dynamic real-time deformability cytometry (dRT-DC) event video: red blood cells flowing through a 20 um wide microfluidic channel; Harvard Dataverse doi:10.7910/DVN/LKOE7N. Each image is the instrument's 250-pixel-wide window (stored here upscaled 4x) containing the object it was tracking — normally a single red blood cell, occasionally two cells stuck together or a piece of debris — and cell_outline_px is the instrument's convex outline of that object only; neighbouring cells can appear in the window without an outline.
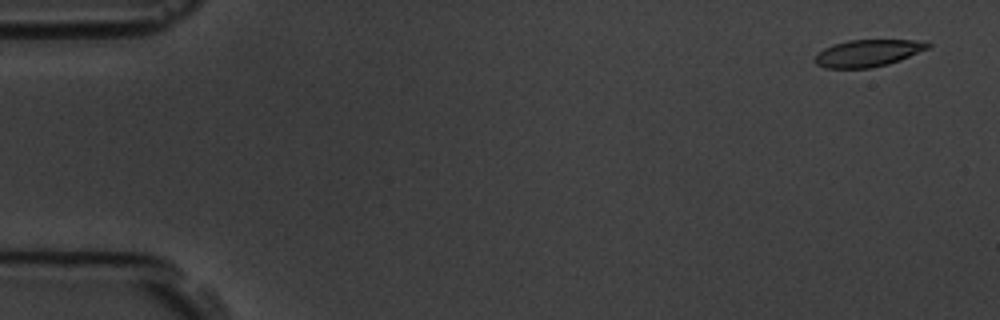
{"species": "common noctule bat (a hibernating species)", "species_latin": "Nyctalus noctula", "temperature_condition": "room temperature", "stored_images_in_passage": 5, "camera_frame_rate_fps": 3000, "um_per_image_px": 0.085, "animal": {"sex": "male", "body_mass_g": 19.5, "forearm_length_mm": 54.6}, "frame": {"image": 1, "passage_image": 1, "time_ms": 0.0, "image_size_px": [1000, 320], "cell_outline_px": [[932, 44], [928, 48], [900, 60], [888, 64], [872, 68], [824, 68], [816, 64], [812, 60], [824, 48], [832, 44], [848, 40], [928, 40]], "centroid_in_image_um": [73.77, 4.51], "position_along_channel_um": 11.2, "area_um2": 17.92}}
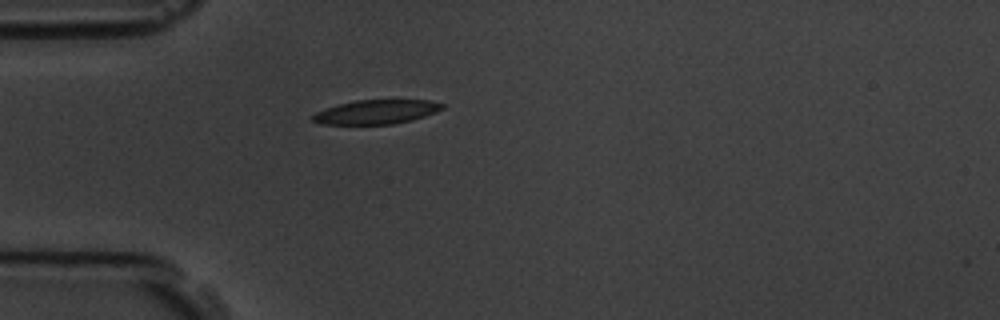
{"frame": {"image": 2, "passage_image": 5, "time_ms": 4.333, "image_size_px": [1000, 320], "cell_outline_px": [[444, 108], [436, 112], [412, 120], [392, 124], [320, 124], [312, 120], [308, 116], [324, 108], [356, 100], [428, 100], [444, 104]], "centroid_in_image_um": [31.95, 9.51], "position_along_channel_um": 53.1, "area_um2": 18.26}}